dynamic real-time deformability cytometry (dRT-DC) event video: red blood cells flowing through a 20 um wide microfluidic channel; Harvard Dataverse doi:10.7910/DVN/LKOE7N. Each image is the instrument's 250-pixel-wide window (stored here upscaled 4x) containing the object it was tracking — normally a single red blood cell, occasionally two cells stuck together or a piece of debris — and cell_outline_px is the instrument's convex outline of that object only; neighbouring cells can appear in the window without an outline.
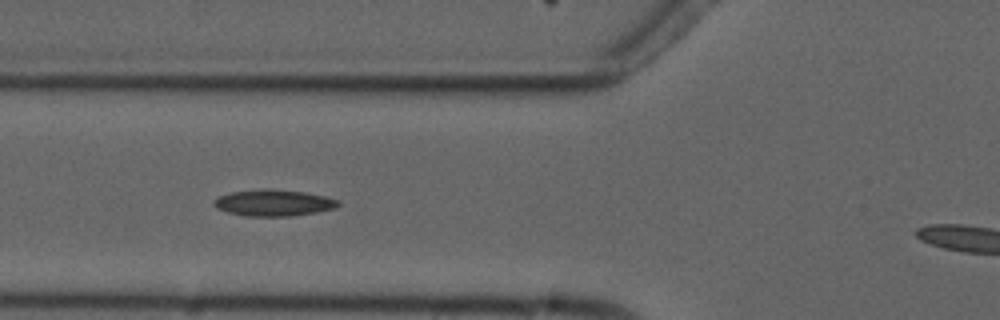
{"species": "common noctule bat (a hibernating species)", "species_latin": "Nyctalus noctula", "temperature_condition": "cold", "stored_images_in_passage": 7, "camera_frame_rate_fps": 3000, "um_per_image_px": 0.085, "animal": {"sex": "male", "forearm_length_mm": 52.5}, "frame": {"image": 1, "passage_image": 5, "time_ms": 4.667, "image_size_px": [1000, 320], "cell_outline_px": [[340, 204], [336, 208], [288, 216], [244, 216], [228, 212], [216, 208], [212, 204], [220, 196], [232, 192], [260, 188], [268, 188], [304, 192], [324, 196], [340, 200]], "centroid_in_image_um": [23.25, 17.23], "position_along_channel_um": 102.6, "area_um2": 19.02}}
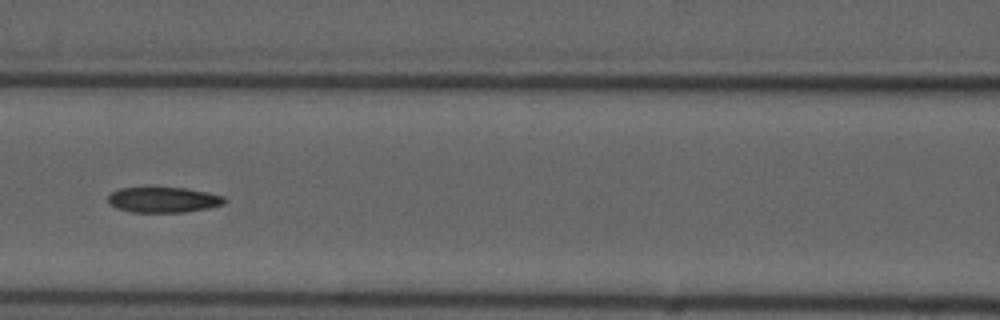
{"frame": {"image": 2, "passage_image": 6, "time_ms": 6.0, "image_size_px": [1000, 320], "cell_outline_px": [[228, 200], [224, 204], [208, 208], [184, 212], [132, 212], [116, 208], [108, 204], [108, 196], [112, 192], [120, 188], [184, 188], [208, 192], [224, 196]], "centroid_in_image_um": [13.9, 16.99], "position_along_channel_um": 152.7, "area_um2": 17.28}}
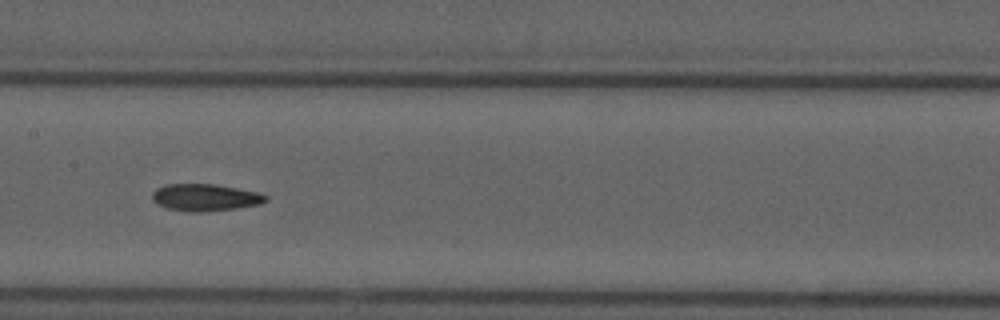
{"frame": {"image": 3, "passage_image": 7, "time_ms": 7.0, "image_size_px": [1000, 320], "cell_outline_px": [[268, 200], [260, 204], [236, 208], [200, 212], [188, 212], [164, 208], [156, 204], [152, 200], [152, 192], [156, 188], [164, 184], [216, 184], [256, 192], [268, 196]], "centroid_in_image_um": [17.38, 16.78], "position_along_channel_um": 190.0, "area_um2": 18.03}}